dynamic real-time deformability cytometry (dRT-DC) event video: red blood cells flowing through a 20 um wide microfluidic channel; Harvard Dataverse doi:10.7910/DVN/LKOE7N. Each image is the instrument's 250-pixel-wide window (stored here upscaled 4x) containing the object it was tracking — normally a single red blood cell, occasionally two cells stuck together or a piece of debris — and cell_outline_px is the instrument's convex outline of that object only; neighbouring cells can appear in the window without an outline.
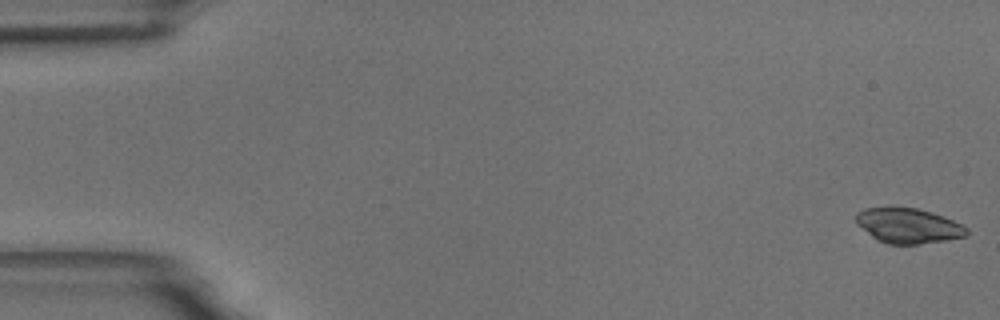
{"species": "common noctule bat (a hibernating species)", "species_latin": "Nyctalus noctula", "temperature_condition": "room temperature", "stored_images_in_passage": 57, "camera_frame_rate_fps": 3000, "um_per_image_px": 0.085, "animal": {"sex": "male", "body_mass_g": 18.8}, "frame": {"image": 1, "passage_image": 1, "time_ms": 0.0, "image_size_px": [1000, 320], "cell_outline_px": [[968, 236], [920, 244], [888, 244], [872, 236], [856, 224], [856, 212], [864, 208], [916, 208], [932, 212], [944, 216], [968, 228]], "centroid_in_image_um": [77.21, 19.19], "position_along_channel_um": 7.8, "area_um2": 22.37}}
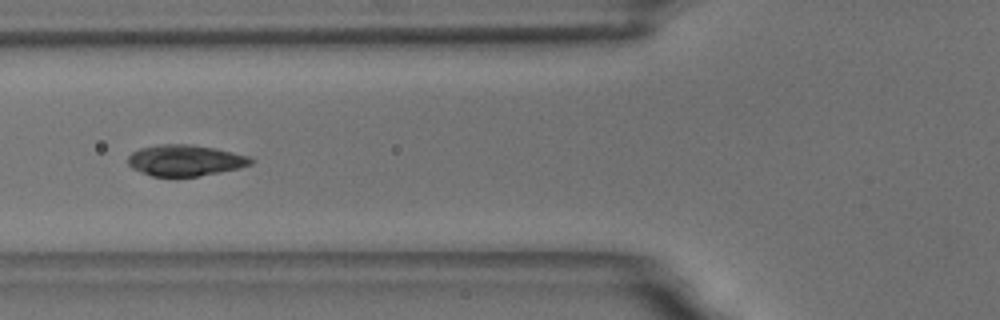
{"frame": {"image": 2, "passage_image": 22, "time_ms": 7.0, "image_size_px": [1000, 320], "cell_outline_px": [[256, 160], [252, 164], [240, 168], [220, 172], [196, 176], [152, 176], [132, 168], [128, 164], [128, 156], [132, 152], [140, 148], [160, 144], [188, 144], [216, 148], [248, 156]], "centroid_in_image_um": [15.76, 13.62], "position_along_channel_um": 110.0, "area_um2": 22.25}}
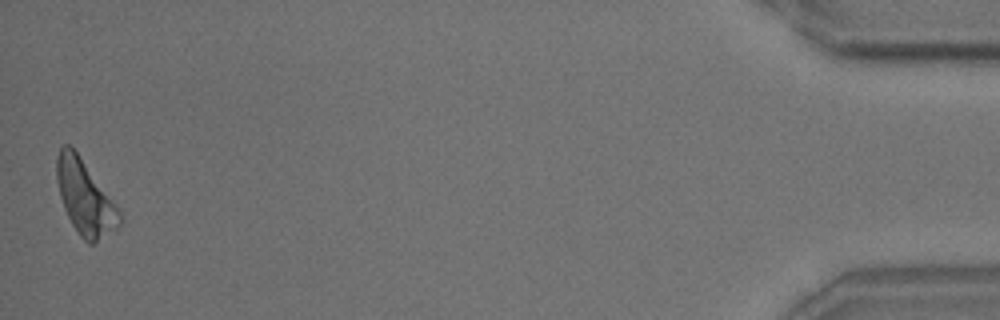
{"frame": {"image": 3, "passage_image": 57, "time_ms": 18.667, "image_size_px": [1000, 320], "cell_outline_px": [[124, 220], [116, 228], [92, 244], [88, 244], [80, 236], [72, 224], [64, 208], [60, 196], [56, 176], [56, 156], [60, 148], [64, 144], [68, 144], [76, 152], [120, 208]], "centroid_in_image_um": [7.24, 16.8], "position_along_channel_um": 428.0, "area_um2": 27.05}, "authors_computed_cell_mechanics": {"area_um2": 23.12, "velocity_mm_per_s": 3.5169, "shape_relaxation_time_tau1_ms": 3.2911, "shape_relaxation_time_tau2_ms": null, "deformation_change_tau1": 0.1063, "deformation_change_tau2": null}}